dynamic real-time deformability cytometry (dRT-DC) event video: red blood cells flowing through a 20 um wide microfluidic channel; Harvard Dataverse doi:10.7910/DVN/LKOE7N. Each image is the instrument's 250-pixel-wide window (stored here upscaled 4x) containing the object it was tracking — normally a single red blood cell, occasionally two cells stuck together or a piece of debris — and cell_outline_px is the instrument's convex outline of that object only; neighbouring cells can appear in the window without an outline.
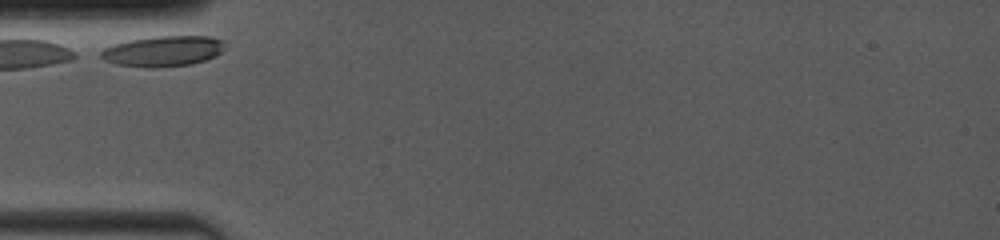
{"species": "common noctule bat (a hibernating species)", "species_latin": "Nyctalus noctula", "temperature_condition": "room temperature", "stored_images_in_passage": 18, "camera_frame_rate_fps": 4000, "um_per_image_px": 0.085, "animal": {"sex": "female", "body_mass_g": 19.0, "forearm_length_mm": 53.3}, "frame": {"image": 1, "passage_image": 1, "time_ms": 0.0, "image_size_px": [1000, 240], "cell_outline_px": [[224, 48], [216, 56], [192, 64], [160, 68], [144, 68], [116, 64], [104, 60], [100, 56], [100, 52], [104, 48], [128, 40], [152, 36], [212, 36], [224, 40]], "centroid_in_image_um": [13.87, 4.35], "position_along_channel_um": 71.1, "area_um2": 22.37}}
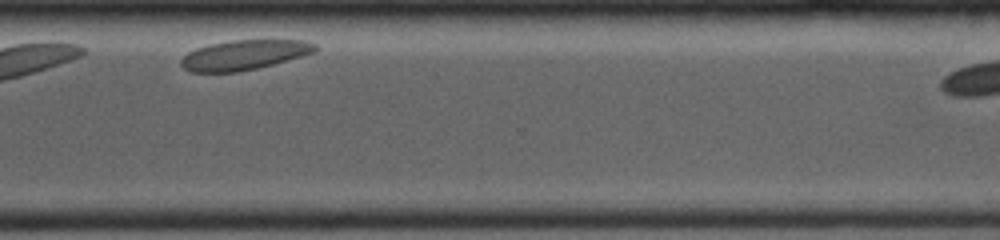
{"frame": {"image": 2, "passage_image": 16, "time_ms": 8.25, "image_size_px": [1000, 240], "cell_outline_px": [[320, 48], [316, 52], [272, 64], [256, 68], [236, 72], [192, 72], [184, 68], [180, 64], [180, 60], [188, 52], [196, 48], [212, 44], [232, 40], [304, 40], [316, 44]], "centroid_in_image_um": [20.77, 4.66], "position_along_channel_um": 349.8, "area_um2": 23.18}}